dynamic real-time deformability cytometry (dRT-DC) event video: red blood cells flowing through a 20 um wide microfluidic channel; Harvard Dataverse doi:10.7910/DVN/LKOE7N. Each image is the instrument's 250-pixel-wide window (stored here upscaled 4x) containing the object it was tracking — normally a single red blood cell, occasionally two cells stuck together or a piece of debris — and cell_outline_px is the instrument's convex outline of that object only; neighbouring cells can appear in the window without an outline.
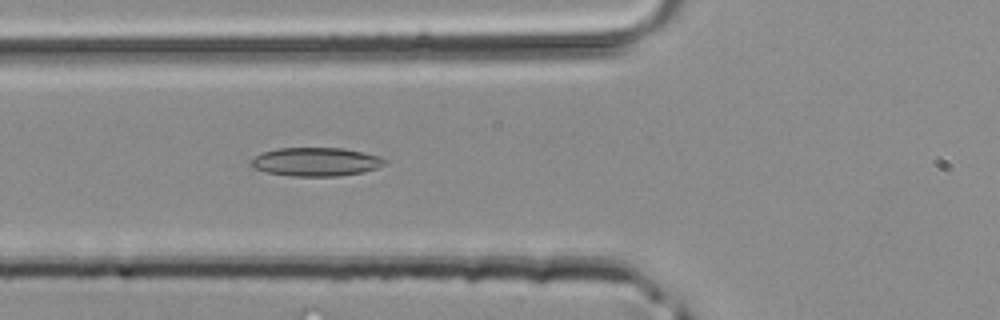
{"species": "common noctule bat (a hibernating species)", "species_latin": "Nyctalus noctula", "temperature_condition": "room temperature", "stored_images_in_passage": 32, "camera_frame_rate_fps": 3000, "um_per_image_px": 0.085, "animal": {"sex": "male", "body_mass_g": 20.4}, "frame": {"image": 1, "passage_image": 6, "time_ms": 1.667, "image_size_px": [1000, 320], "cell_outline_px": [[388, 164], [376, 168], [360, 172], [336, 176], [292, 176], [268, 172], [256, 168], [252, 164], [252, 160], [256, 156], [264, 152], [276, 148], [340, 148], [364, 152], [380, 156], [388, 160]], "centroid_in_image_um": [26.92, 13.74], "position_along_channel_um": 98.9, "area_um2": 22.02}}
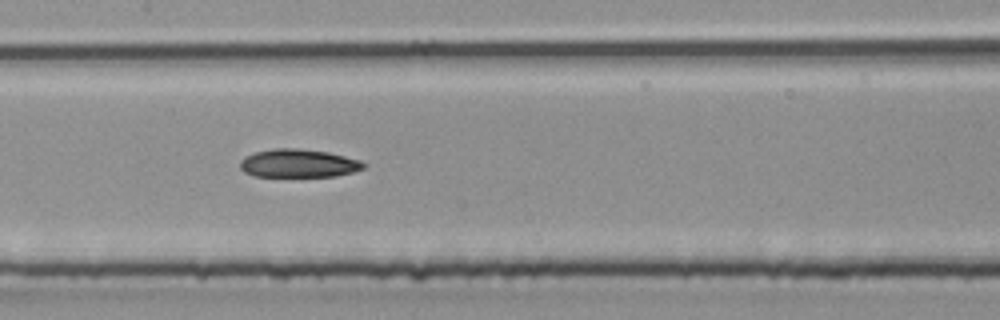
{"frame": {"image": 2, "passage_image": 11, "time_ms": 3.333, "image_size_px": [1000, 320], "cell_outline_px": [[368, 164], [364, 168], [352, 172], [336, 176], [252, 176], [244, 172], [240, 168], [240, 160], [244, 156], [256, 152], [276, 148], [300, 148], [328, 152], [360, 160]], "centroid_in_image_um": [25.36, 13.88], "position_along_channel_um": 182.0, "area_um2": 20.4}}
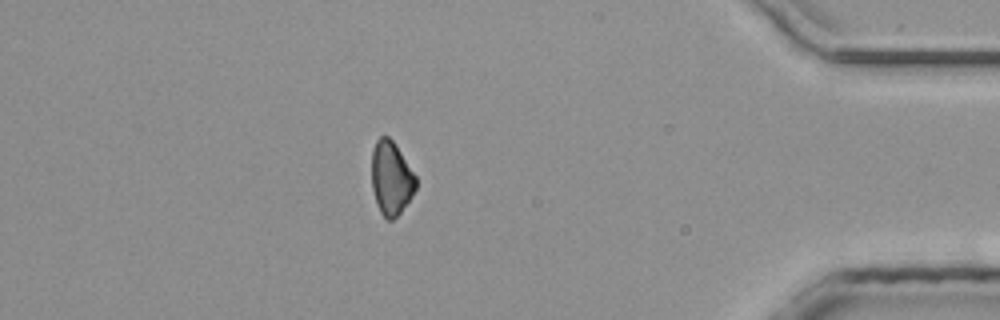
{"frame": {"image": 3, "passage_image": 27, "time_ms": 8.667, "image_size_px": [1000, 320], "cell_outline_px": [[416, 188], [412, 196], [400, 212], [392, 220], [388, 220], [380, 212], [376, 204], [372, 188], [372, 148], [376, 140], [380, 136], [388, 136], [392, 140], [416, 176]], "centroid_in_image_um": [33.23, 15.14], "position_along_channel_um": 402.0, "area_um2": 18.84}}